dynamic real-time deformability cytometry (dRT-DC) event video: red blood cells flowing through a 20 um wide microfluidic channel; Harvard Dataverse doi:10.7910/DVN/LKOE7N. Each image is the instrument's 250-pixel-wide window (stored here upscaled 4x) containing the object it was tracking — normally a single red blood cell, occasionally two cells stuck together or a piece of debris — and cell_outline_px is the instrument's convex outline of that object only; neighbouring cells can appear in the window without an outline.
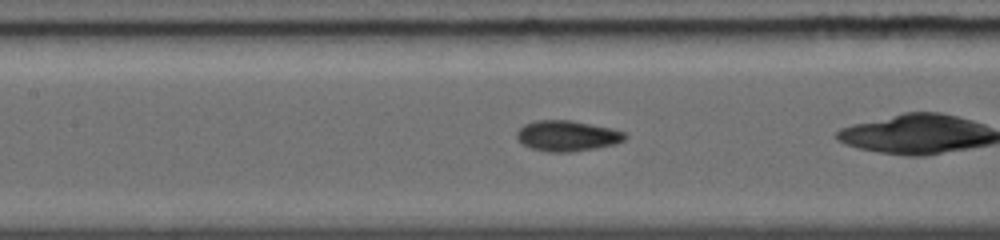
{"species": "common noctule bat (a hibernating species)", "species_latin": "Nyctalus noctula", "temperature_condition": "warm", "stored_images_in_passage": 22, "camera_frame_rate_fps": 5000, "um_per_image_px": 0.085, "animal": {"sex": "female", "body_mass_g": 19.0, "forearm_length_mm": 56.7}, "frame": {"image": 1, "passage_image": 7, "time_ms": 2.4, "image_size_px": [1000, 240], "cell_outline_px": [[628, 136], [624, 140], [612, 144], [596, 148], [572, 152], [548, 152], [532, 148], [516, 140], [516, 132], [524, 124], [536, 120], [572, 120], [612, 128], [624, 132]], "centroid_in_image_um": [48.19, 11.54], "position_along_channel_um": 159.2, "area_um2": 19.36}}